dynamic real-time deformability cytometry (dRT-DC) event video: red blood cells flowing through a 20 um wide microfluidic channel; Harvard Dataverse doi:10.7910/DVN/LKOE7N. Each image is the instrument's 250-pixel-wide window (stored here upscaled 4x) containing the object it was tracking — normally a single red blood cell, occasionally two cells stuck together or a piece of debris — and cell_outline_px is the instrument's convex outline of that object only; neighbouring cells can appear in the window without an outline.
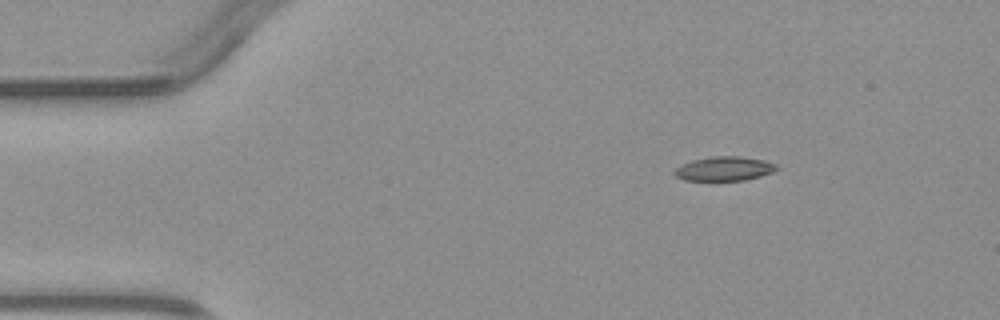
{"species": "common noctule bat (a hibernating species)", "species_latin": "Nyctalus noctula", "temperature_condition": "warm", "stored_images_in_passage": 4, "camera_frame_rate_fps": 3000, "um_per_image_px": 0.085, "animal": {"sex": "male", "body_mass_g": 23.1, "forearm_length_mm": 52.7}, "frame": {"image": 1, "passage_image": 4, "time_ms": 3.333, "image_size_px": [1000, 320], "cell_outline_px": [[780, 168], [772, 172], [760, 176], [744, 180], [684, 180], [676, 176], [672, 172], [676, 168], [692, 160], [712, 156], [740, 156], [764, 160], [776, 164]], "centroid_in_image_um": [61.58, 14.33], "position_along_channel_um": 23.4, "area_um2": 14.33}}